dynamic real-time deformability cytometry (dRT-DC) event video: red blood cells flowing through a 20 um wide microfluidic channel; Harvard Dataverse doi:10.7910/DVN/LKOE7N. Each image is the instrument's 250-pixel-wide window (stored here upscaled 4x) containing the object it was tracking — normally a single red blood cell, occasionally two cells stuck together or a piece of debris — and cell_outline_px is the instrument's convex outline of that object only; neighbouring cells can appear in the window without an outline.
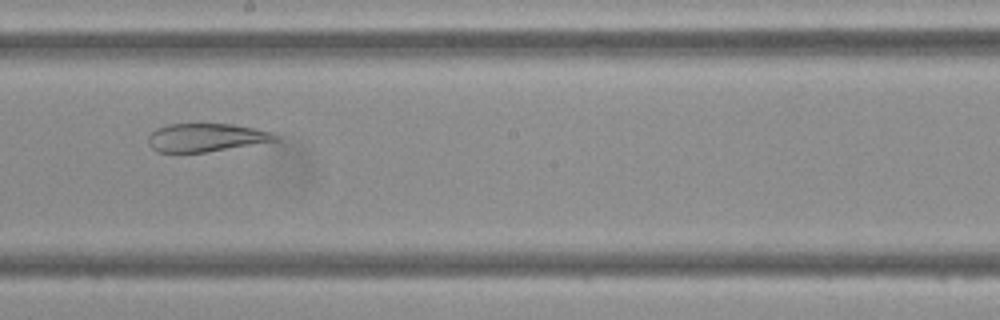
{"species": "Egyptian fruit bat (a non-hibernating species)", "species_latin": "Rousettus aegyptiacus", "temperature_condition": "cold", "stored_images_in_passage": 45, "camera_frame_rate_fps": 3000, "um_per_image_px": 0.085, "frame": {"image": 1, "passage_image": 24, "time_ms": 7.667, "image_size_px": [1000, 320], "cell_outline_px": [[280, 140], [204, 152], [156, 152], [148, 144], [148, 136], [156, 128], [168, 124], [232, 124], [256, 128], [272, 132], [280, 136]], "centroid_in_image_um": [17.52, 11.68], "position_along_channel_um": 230.7, "area_um2": 20.92}}
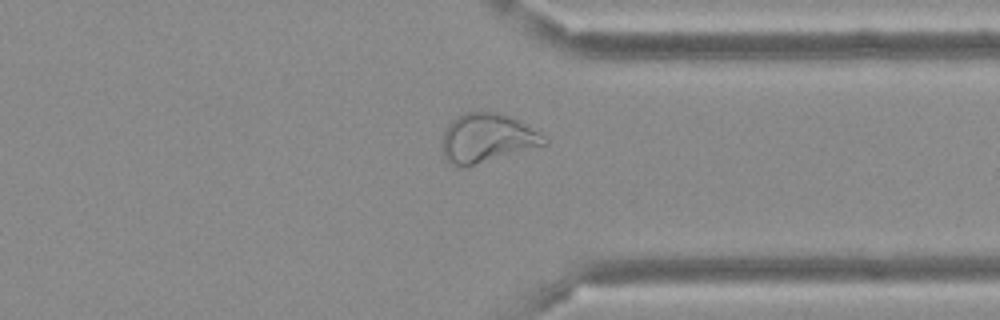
{"frame": {"image": 2, "passage_image": 34, "time_ms": 11.0, "image_size_px": [1000, 320], "cell_outline_px": [[548, 144], [464, 168], [460, 168], [448, 164], [444, 156], [444, 132], [448, 124], [452, 120], [464, 112], [496, 112], [520, 120], [544, 136], [548, 140]], "centroid_in_image_um": [41.4, 11.76], "position_along_channel_um": 370.0, "area_um2": 29.07}}
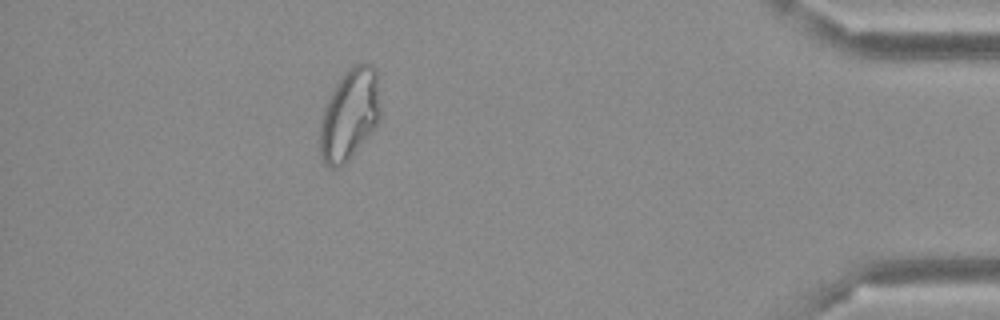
{"frame": {"image": 3, "passage_image": 40, "time_ms": 13.0, "image_size_px": [1000, 320], "cell_outline_px": [[380, 116], [376, 124], [368, 136], [348, 160], [340, 168], [328, 168], [324, 164], [320, 156], [320, 120], [324, 108], [336, 84], [348, 68], [352, 64], [372, 64], [376, 68], [380, 104]], "centroid_in_image_um": [29.7, 9.75], "position_along_channel_um": 405.5, "area_um2": 32.08}}